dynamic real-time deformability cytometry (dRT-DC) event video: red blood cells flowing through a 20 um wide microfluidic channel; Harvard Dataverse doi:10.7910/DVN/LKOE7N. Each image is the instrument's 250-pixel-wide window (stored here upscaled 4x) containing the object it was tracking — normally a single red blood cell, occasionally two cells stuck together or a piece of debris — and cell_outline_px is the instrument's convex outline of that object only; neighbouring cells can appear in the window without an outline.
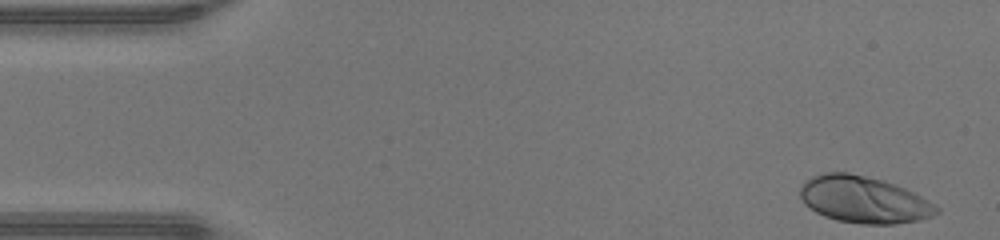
{"species": "human", "species_latin": "Homo sapiens", "temperature_condition": "warm", "stored_images_in_passage": 45, "camera_frame_rate_fps": 3000, "um_per_image_px": 0.085, "donor": {"sex": "male"}, "frame": {"image": 1, "passage_image": 1, "time_ms": 0.0, "image_size_px": [1000, 240], "cell_outline_px": [[940, 212], [932, 216], [920, 220], [892, 224], [860, 224], [836, 220], [824, 216], [816, 212], [804, 204], [800, 196], [800, 188], [804, 180], [812, 176], [824, 172], [848, 172], [884, 180], [904, 188], [928, 200], [940, 208]], "centroid_in_image_um": [73.4, 16.97], "position_along_channel_um": 11.6, "area_um2": 37.34}}
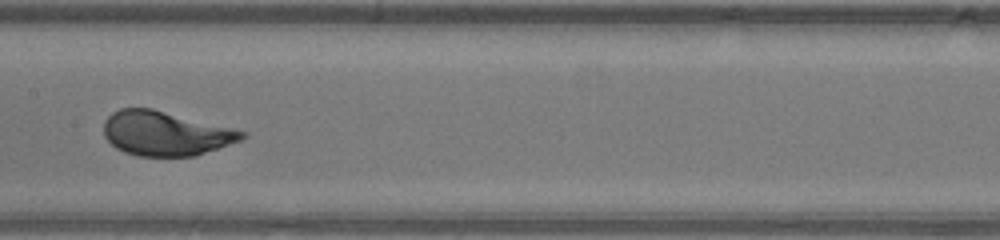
{"frame": {"image": 2, "passage_image": 22, "time_ms": 7.0, "image_size_px": [1000, 240], "cell_outline_px": [[248, 136], [240, 140], [196, 156], [136, 156], [124, 152], [116, 148], [104, 136], [104, 120], [112, 112], [120, 108], [152, 108], [248, 132]], "centroid_in_image_um": [14.05, 11.34], "position_along_channel_um": 193.3, "area_um2": 35.72}}
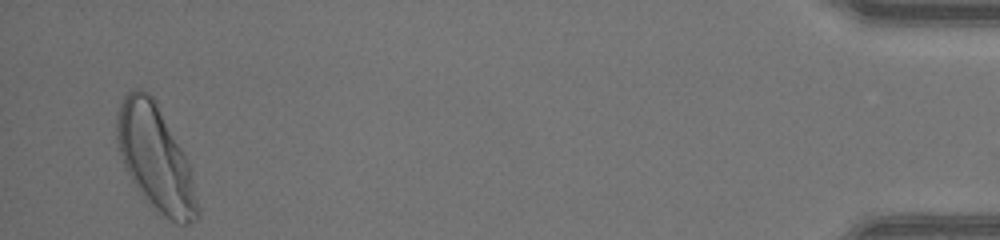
{"frame": {"image": 3, "passage_image": 44, "time_ms": 14.333, "image_size_px": [1000, 240], "cell_outline_px": [[200, 216], [196, 220], [188, 224], [176, 224], [164, 216], [148, 204], [132, 180], [120, 156], [116, 144], [116, 112], [124, 96], [132, 88], [140, 88], [148, 92], [156, 100], [188, 160]], "centroid_in_image_um": [13.19, 13.41], "position_along_channel_um": 422.0, "area_um2": 49.48}, "authors_computed_cell_mechanics": {"area_um2": 35.8938, "velocity_mm_per_s": 4.3648, "shape_relaxation_time_tau1_ms": 1.8629, "shape_relaxation_time_tau2_ms": null, "deformation_change_tau1": 0.1653, "deformation_change_tau2": null}}